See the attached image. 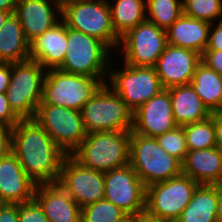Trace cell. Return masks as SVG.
Masks as SVG:
<instances>
[{"label": "cell", "instance_id": "obj_25", "mask_svg": "<svg viewBox=\"0 0 222 222\" xmlns=\"http://www.w3.org/2000/svg\"><path fill=\"white\" fill-rule=\"evenodd\" d=\"M218 185H199L175 222H217Z\"/></svg>", "mask_w": 222, "mask_h": 222}, {"label": "cell", "instance_id": "obj_38", "mask_svg": "<svg viewBox=\"0 0 222 222\" xmlns=\"http://www.w3.org/2000/svg\"><path fill=\"white\" fill-rule=\"evenodd\" d=\"M0 222H19L18 204H0Z\"/></svg>", "mask_w": 222, "mask_h": 222}, {"label": "cell", "instance_id": "obj_1", "mask_svg": "<svg viewBox=\"0 0 222 222\" xmlns=\"http://www.w3.org/2000/svg\"><path fill=\"white\" fill-rule=\"evenodd\" d=\"M11 152L37 184L57 183L67 156L35 119H21L12 128Z\"/></svg>", "mask_w": 222, "mask_h": 222}, {"label": "cell", "instance_id": "obj_14", "mask_svg": "<svg viewBox=\"0 0 222 222\" xmlns=\"http://www.w3.org/2000/svg\"><path fill=\"white\" fill-rule=\"evenodd\" d=\"M57 183L81 208L104 199V173L82 166L71 155L63 160Z\"/></svg>", "mask_w": 222, "mask_h": 222}, {"label": "cell", "instance_id": "obj_32", "mask_svg": "<svg viewBox=\"0 0 222 222\" xmlns=\"http://www.w3.org/2000/svg\"><path fill=\"white\" fill-rule=\"evenodd\" d=\"M156 139L166 153L177 158L181 163L183 162L188 152L183 126H177L175 129L157 136Z\"/></svg>", "mask_w": 222, "mask_h": 222}, {"label": "cell", "instance_id": "obj_43", "mask_svg": "<svg viewBox=\"0 0 222 222\" xmlns=\"http://www.w3.org/2000/svg\"><path fill=\"white\" fill-rule=\"evenodd\" d=\"M216 221L222 222V184L218 185V203H217Z\"/></svg>", "mask_w": 222, "mask_h": 222}, {"label": "cell", "instance_id": "obj_6", "mask_svg": "<svg viewBox=\"0 0 222 222\" xmlns=\"http://www.w3.org/2000/svg\"><path fill=\"white\" fill-rule=\"evenodd\" d=\"M61 19L67 27L99 39L111 50L119 47L121 38L113 29L108 0L68 1L62 5Z\"/></svg>", "mask_w": 222, "mask_h": 222}, {"label": "cell", "instance_id": "obj_20", "mask_svg": "<svg viewBox=\"0 0 222 222\" xmlns=\"http://www.w3.org/2000/svg\"><path fill=\"white\" fill-rule=\"evenodd\" d=\"M67 43L68 27L61 19L30 43V59L39 62L46 70L58 69L65 58Z\"/></svg>", "mask_w": 222, "mask_h": 222}, {"label": "cell", "instance_id": "obj_29", "mask_svg": "<svg viewBox=\"0 0 222 222\" xmlns=\"http://www.w3.org/2000/svg\"><path fill=\"white\" fill-rule=\"evenodd\" d=\"M188 150H201L215 147L214 119L209 118L183 126Z\"/></svg>", "mask_w": 222, "mask_h": 222}, {"label": "cell", "instance_id": "obj_21", "mask_svg": "<svg viewBox=\"0 0 222 222\" xmlns=\"http://www.w3.org/2000/svg\"><path fill=\"white\" fill-rule=\"evenodd\" d=\"M182 164V174L199 185L222 184V152L217 147L188 150Z\"/></svg>", "mask_w": 222, "mask_h": 222}, {"label": "cell", "instance_id": "obj_3", "mask_svg": "<svg viewBox=\"0 0 222 222\" xmlns=\"http://www.w3.org/2000/svg\"><path fill=\"white\" fill-rule=\"evenodd\" d=\"M129 165L146 187L182 174L181 162L166 153L156 138L132 131L129 140Z\"/></svg>", "mask_w": 222, "mask_h": 222}, {"label": "cell", "instance_id": "obj_22", "mask_svg": "<svg viewBox=\"0 0 222 222\" xmlns=\"http://www.w3.org/2000/svg\"><path fill=\"white\" fill-rule=\"evenodd\" d=\"M211 24L182 14L167 30V44L190 49L200 55L208 43Z\"/></svg>", "mask_w": 222, "mask_h": 222}, {"label": "cell", "instance_id": "obj_9", "mask_svg": "<svg viewBox=\"0 0 222 222\" xmlns=\"http://www.w3.org/2000/svg\"><path fill=\"white\" fill-rule=\"evenodd\" d=\"M111 65L112 62L106 84L132 111L164 90L155 67H135L124 63L122 70L118 71Z\"/></svg>", "mask_w": 222, "mask_h": 222}, {"label": "cell", "instance_id": "obj_45", "mask_svg": "<svg viewBox=\"0 0 222 222\" xmlns=\"http://www.w3.org/2000/svg\"><path fill=\"white\" fill-rule=\"evenodd\" d=\"M114 222H135V216L131 214H126L123 218Z\"/></svg>", "mask_w": 222, "mask_h": 222}, {"label": "cell", "instance_id": "obj_12", "mask_svg": "<svg viewBox=\"0 0 222 222\" xmlns=\"http://www.w3.org/2000/svg\"><path fill=\"white\" fill-rule=\"evenodd\" d=\"M167 45L166 30L145 20L121 37L119 53L124 63L135 67H155Z\"/></svg>", "mask_w": 222, "mask_h": 222}, {"label": "cell", "instance_id": "obj_7", "mask_svg": "<svg viewBox=\"0 0 222 222\" xmlns=\"http://www.w3.org/2000/svg\"><path fill=\"white\" fill-rule=\"evenodd\" d=\"M46 71L39 62L31 59L12 63L6 97L11 110L20 119H34L42 101Z\"/></svg>", "mask_w": 222, "mask_h": 222}, {"label": "cell", "instance_id": "obj_44", "mask_svg": "<svg viewBox=\"0 0 222 222\" xmlns=\"http://www.w3.org/2000/svg\"><path fill=\"white\" fill-rule=\"evenodd\" d=\"M11 12H6L3 10H0V29L5 24L8 17L11 15Z\"/></svg>", "mask_w": 222, "mask_h": 222}, {"label": "cell", "instance_id": "obj_8", "mask_svg": "<svg viewBox=\"0 0 222 222\" xmlns=\"http://www.w3.org/2000/svg\"><path fill=\"white\" fill-rule=\"evenodd\" d=\"M102 84L98 78L49 69L46 71L42 101L39 104L58 105L81 111Z\"/></svg>", "mask_w": 222, "mask_h": 222}, {"label": "cell", "instance_id": "obj_11", "mask_svg": "<svg viewBox=\"0 0 222 222\" xmlns=\"http://www.w3.org/2000/svg\"><path fill=\"white\" fill-rule=\"evenodd\" d=\"M34 119L67 155H71L87 135L81 111L39 104Z\"/></svg>", "mask_w": 222, "mask_h": 222}, {"label": "cell", "instance_id": "obj_39", "mask_svg": "<svg viewBox=\"0 0 222 222\" xmlns=\"http://www.w3.org/2000/svg\"><path fill=\"white\" fill-rule=\"evenodd\" d=\"M12 63L0 62V93H6L10 83Z\"/></svg>", "mask_w": 222, "mask_h": 222}, {"label": "cell", "instance_id": "obj_2", "mask_svg": "<svg viewBox=\"0 0 222 222\" xmlns=\"http://www.w3.org/2000/svg\"><path fill=\"white\" fill-rule=\"evenodd\" d=\"M131 131H104L87 134L71 154L82 166L106 173L129 164Z\"/></svg>", "mask_w": 222, "mask_h": 222}, {"label": "cell", "instance_id": "obj_34", "mask_svg": "<svg viewBox=\"0 0 222 222\" xmlns=\"http://www.w3.org/2000/svg\"><path fill=\"white\" fill-rule=\"evenodd\" d=\"M20 120L11 110L6 93H0V124L13 128Z\"/></svg>", "mask_w": 222, "mask_h": 222}, {"label": "cell", "instance_id": "obj_42", "mask_svg": "<svg viewBox=\"0 0 222 222\" xmlns=\"http://www.w3.org/2000/svg\"><path fill=\"white\" fill-rule=\"evenodd\" d=\"M18 1L19 0H0V10L11 12L13 14Z\"/></svg>", "mask_w": 222, "mask_h": 222}, {"label": "cell", "instance_id": "obj_27", "mask_svg": "<svg viewBox=\"0 0 222 222\" xmlns=\"http://www.w3.org/2000/svg\"><path fill=\"white\" fill-rule=\"evenodd\" d=\"M109 2L112 25L121 38L130 29L146 20V0H115Z\"/></svg>", "mask_w": 222, "mask_h": 222}, {"label": "cell", "instance_id": "obj_4", "mask_svg": "<svg viewBox=\"0 0 222 222\" xmlns=\"http://www.w3.org/2000/svg\"><path fill=\"white\" fill-rule=\"evenodd\" d=\"M110 51L99 39L68 27L67 51L58 69L66 73L98 78L104 84L113 60Z\"/></svg>", "mask_w": 222, "mask_h": 222}, {"label": "cell", "instance_id": "obj_47", "mask_svg": "<svg viewBox=\"0 0 222 222\" xmlns=\"http://www.w3.org/2000/svg\"><path fill=\"white\" fill-rule=\"evenodd\" d=\"M217 112L222 113V104H221V106H220V108H219V110Z\"/></svg>", "mask_w": 222, "mask_h": 222}, {"label": "cell", "instance_id": "obj_40", "mask_svg": "<svg viewBox=\"0 0 222 222\" xmlns=\"http://www.w3.org/2000/svg\"><path fill=\"white\" fill-rule=\"evenodd\" d=\"M211 116L214 119L215 147L222 152V113L213 112Z\"/></svg>", "mask_w": 222, "mask_h": 222}, {"label": "cell", "instance_id": "obj_35", "mask_svg": "<svg viewBox=\"0 0 222 222\" xmlns=\"http://www.w3.org/2000/svg\"><path fill=\"white\" fill-rule=\"evenodd\" d=\"M201 62L222 76V50H205Z\"/></svg>", "mask_w": 222, "mask_h": 222}, {"label": "cell", "instance_id": "obj_28", "mask_svg": "<svg viewBox=\"0 0 222 222\" xmlns=\"http://www.w3.org/2000/svg\"><path fill=\"white\" fill-rule=\"evenodd\" d=\"M183 14V0H146V20L167 30Z\"/></svg>", "mask_w": 222, "mask_h": 222}, {"label": "cell", "instance_id": "obj_18", "mask_svg": "<svg viewBox=\"0 0 222 222\" xmlns=\"http://www.w3.org/2000/svg\"><path fill=\"white\" fill-rule=\"evenodd\" d=\"M36 187L12 152L0 160V204L32 201Z\"/></svg>", "mask_w": 222, "mask_h": 222}, {"label": "cell", "instance_id": "obj_5", "mask_svg": "<svg viewBox=\"0 0 222 222\" xmlns=\"http://www.w3.org/2000/svg\"><path fill=\"white\" fill-rule=\"evenodd\" d=\"M81 115L87 134L133 128V111L106 83L83 105Z\"/></svg>", "mask_w": 222, "mask_h": 222}, {"label": "cell", "instance_id": "obj_13", "mask_svg": "<svg viewBox=\"0 0 222 222\" xmlns=\"http://www.w3.org/2000/svg\"><path fill=\"white\" fill-rule=\"evenodd\" d=\"M104 199L126 214L137 216L145 211L146 186L128 164L104 173Z\"/></svg>", "mask_w": 222, "mask_h": 222}, {"label": "cell", "instance_id": "obj_17", "mask_svg": "<svg viewBox=\"0 0 222 222\" xmlns=\"http://www.w3.org/2000/svg\"><path fill=\"white\" fill-rule=\"evenodd\" d=\"M14 14L31 43L61 20L62 6L55 0H19Z\"/></svg>", "mask_w": 222, "mask_h": 222}, {"label": "cell", "instance_id": "obj_19", "mask_svg": "<svg viewBox=\"0 0 222 222\" xmlns=\"http://www.w3.org/2000/svg\"><path fill=\"white\" fill-rule=\"evenodd\" d=\"M34 200L49 222H81V207L58 183L37 184Z\"/></svg>", "mask_w": 222, "mask_h": 222}, {"label": "cell", "instance_id": "obj_41", "mask_svg": "<svg viewBox=\"0 0 222 222\" xmlns=\"http://www.w3.org/2000/svg\"><path fill=\"white\" fill-rule=\"evenodd\" d=\"M135 222H171L149 215L146 211L135 216Z\"/></svg>", "mask_w": 222, "mask_h": 222}, {"label": "cell", "instance_id": "obj_46", "mask_svg": "<svg viewBox=\"0 0 222 222\" xmlns=\"http://www.w3.org/2000/svg\"><path fill=\"white\" fill-rule=\"evenodd\" d=\"M55 1L58 2L62 6L64 3L68 1H72V0H55Z\"/></svg>", "mask_w": 222, "mask_h": 222}, {"label": "cell", "instance_id": "obj_30", "mask_svg": "<svg viewBox=\"0 0 222 222\" xmlns=\"http://www.w3.org/2000/svg\"><path fill=\"white\" fill-rule=\"evenodd\" d=\"M183 14L208 23L222 20V0H183Z\"/></svg>", "mask_w": 222, "mask_h": 222}, {"label": "cell", "instance_id": "obj_23", "mask_svg": "<svg viewBox=\"0 0 222 222\" xmlns=\"http://www.w3.org/2000/svg\"><path fill=\"white\" fill-rule=\"evenodd\" d=\"M175 123L178 126L203 121L211 116L191 84L168 89Z\"/></svg>", "mask_w": 222, "mask_h": 222}, {"label": "cell", "instance_id": "obj_31", "mask_svg": "<svg viewBox=\"0 0 222 222\" xmlns=\"http://www.w3.org/2000/svg\"><path fill=\"white\" fill-rule=\"evenodd\" d=\"M125 215L122 209L106 199L81 208V222H114Z\"/></svg>", "mask_w": 222, "mask_h": 222}, {"label": "cell", "instance_id": "obj_10", "mask_svg": "<svg viewBox=\"0 0 222 222\" xmlns=\"http://www.w3.org/2000/svg\"><path fill=\"white\" fill-rule=\"evenodd\" d=\"M198 186L196 181L183 174L153 183L146 187L145 211L151 216L175 222Z\"/></svg>", "mask_w": 222, "mask_h": 222}, {"label": "cell", "instance_id": "obj_36", "mask_svg": "<svg viewBox=\"0 0 222 222\" xmlns=\"http://www.w3.org/2000/svg\"><path fill=\"white\" fill-rule=\"evenodd\" d=\"M211 23L205 50H222V20Z\"/></svg>", "mask_w": 222, "mask_h": 222}, {"label": "cell", "instance_id": "obj_15", "mask_svg": "<svg viewBox=\"0 0 222 222\" xmlns=\"http://www.w3.org/2000/svg\"><path fill=\"white\" fill-rule=\"evenodd\" d=\"M177 126L168 89L162 90L133 111L132 132L142 136L156 138Z\"/></svg>", "mask_w": 222, "mask_h": 222}, {"label": "cell", "instance_id": "obj_24", "mask_svg": "<svg viewBox=\"0 0 222 222\" xmlns=\"http://www.w3.org/2000/svg\"><path fill=\"white\" fill-rule=\"evenodd\" d=\"M30 59V43L26 40L20 20L13 13L0 29V62L18 63Z\"/></svg>", "mask_w": 222, "mask_h": 222}, {"label": "cell", "instance_id": "obj_16", "mask_svg": "<svg viewBox=\"0 0 222 222\" xmlns=\"http://www.w3.org/2000/svg\"><path fill=\"white\" fill-rule=\"evenodd\" d=\"M201 55L190 49L167 44L155 69L164 89L188 85L193 79Z\"/></svg>", "mask_w": 222, "mask_h": 222}, {"label": "cell", "instance_id": "obj_33", "mask_svg": "<svg viewBox=\"0 0 222 222\" xmlns=\"http://www.w3.org/2000/svg\"><path fill=\"white\" fill-rule=\"evenodd\" d=\"M18 220L19 222H49L35 200L18 204Z\"/></svg>", "mask_w": 222, "mask_h": 222}, {"label": "cell", "instance_id": "obj_37", "mask_svg": "<svg viewBox=\"0 0 222 222\" xmlns=\"http://www.w3.org/2000/svg\"><path fill=\"white\" fill-rule=\"evenodd\" d=\"M12 127L0 124V160L11 152Z\"/></svg>", "mask_w": 222, "mask_h": 222}, {"label": "cell", "instance_id": "obj_26", "mask_svg": "<svg viewBox=\"0 0 222 222\" xmlns=\"http://www.w3.org/2000/svg\"><path fill=\"white\" fill-rule=\"evenodd\" d=\"M208 110L217 112L222 104V76L200 62L190 83Z\"/></svg>", "mask_w": 222, "mask_h": 222}]
</instances>
